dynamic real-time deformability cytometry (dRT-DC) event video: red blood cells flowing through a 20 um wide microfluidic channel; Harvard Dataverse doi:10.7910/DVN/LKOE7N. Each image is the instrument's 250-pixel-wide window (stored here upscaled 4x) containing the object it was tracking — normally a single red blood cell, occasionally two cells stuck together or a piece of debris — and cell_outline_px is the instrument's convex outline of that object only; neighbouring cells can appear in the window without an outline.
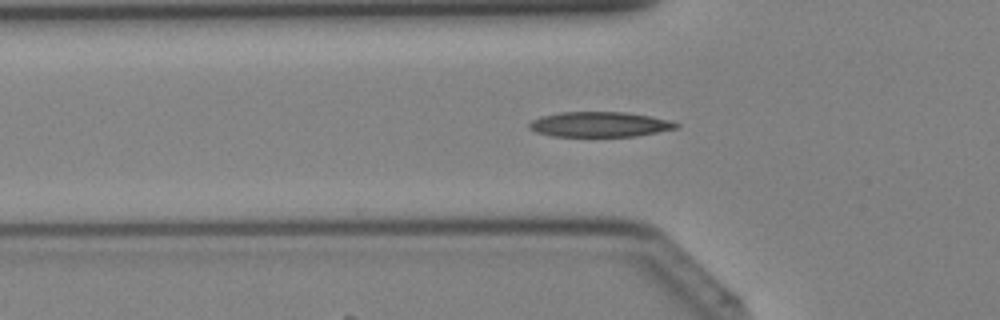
{"species": "Egyptian fruit bat (a non-hibernating species)", "species_latin": "Rousettus aegyptiacus", "temperature_condition": "cold", "stored_images_in_passage": 29, "camera_frame_rate_fps": 3000, "um_per_image_px": 0.085, "animal": {"sex": "female"}, "frame": {"image": 1, "passage_image": 3, "time_ms": 0.667, "image_size_px": [1000, 320], "cell_outline_px": [[680, 124], [676, 128], [636, 136], [552, 136], [536, 132], [528, 128], [528, 124], [532, 120], [540, 116], [560, 112], [624, 112], [648, 116], [668, 120]], "centroid_in_image_um": [50.9, 10.57], "position_along_channel_um": 74.9, "area_um2": 21.33}}
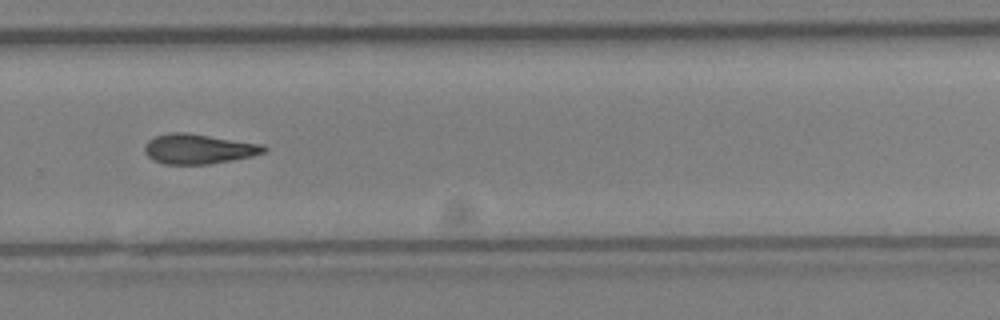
{"frame": {"image": 2, "passage_image": 17, "time_ms": 5.333, "image_size_px": [1000, 320], "cell_outline_px": [[268, 148], [264, 152], [252, 156], [208, 164], [164, 164], [148, 156], [144, 152], [144, 148], [148, 140], [156, 136], [172, 132], [184, 132], [264, 144]], "centroid_in_image_um": [16.89, 12.65], "position_along_channel_um": 312.9, "area_um2": 20.58}}
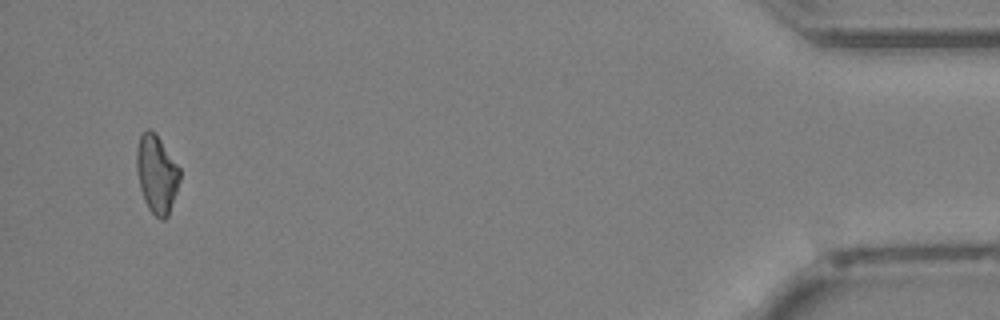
{"frame": {"image": 3, "passage_image": 28, "time_ms": 9.0, "image_size_px": [1000, 320], "cell_outline_px": [[180, 180], [168, 216], [164, 220], [160, 220], [148, 208], [144, 200], [140, 188], [136, 168], [136, 148], [140, 136], [148, 128], [156, 132], [180, 168]], "centroid_in_image_um": [13.31, 14.77], "position_along_channel_um": 421.9, "area_um2": 19.77}}